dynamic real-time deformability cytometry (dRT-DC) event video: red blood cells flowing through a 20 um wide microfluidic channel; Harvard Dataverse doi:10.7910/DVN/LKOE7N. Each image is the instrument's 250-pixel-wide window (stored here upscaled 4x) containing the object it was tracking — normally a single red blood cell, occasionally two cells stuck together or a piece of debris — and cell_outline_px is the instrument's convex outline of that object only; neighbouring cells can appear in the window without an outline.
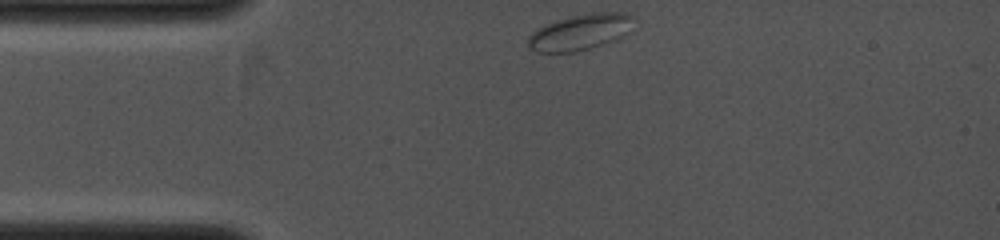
{"species": "common noctule bat (a hibernating species)", "species_latin": "Nyctalus noctula", "temperature_condition": "cold", "stored_images_in_passage": 33, "camera_frame_rate_fps": 4000, "um_per_image_px": 0.085, "animal": {"sex": "female", "body_mass_g": 19.0, "forearm_length_mm": 53.3}, "frame": {"image": 1, "passage_image": 1, "time_ms": 0.0, "image_size_px": [1000, 240], "cell_outline_px": [[632, 16], [628, 32], [612, 40], [588, 48], [572, 52], [536, 52], [528, 48], [528, 36], [532, 32], [548, 24], [572, 16], [592, 12], [628, 12]], "centroid_in_image_um": [49.28, 2.72], "position_along_channel_um": 35.7, "area_um2": 21.44}}
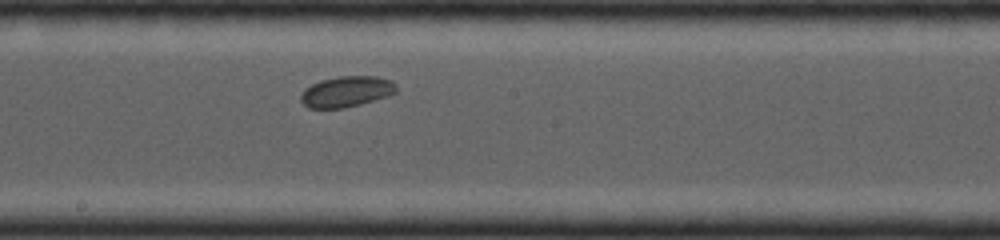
{"frame": {"image": 2, "passage_image": 16, "time_ms": 4.0, "image_size_px": [1000, 240], "cell_outline_px": [[396, 92], [388, 96], [360, 104], [344, 108], [308, 108], [300, 100], [300, 96], [304, 88], [320, 80], [340, 76], [376, 76], [392, 80], [396, 84]], "centroid_in_image_um": [29.44, 7.78], "position_along_channel_um": 218.8, "area_um2": 17.22}}
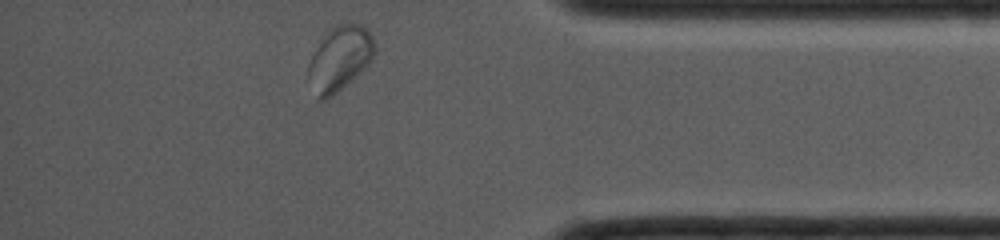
{"frame": {"image": 3, "passage_image": 33, "time_ms": 7.75, "image_size_px": [1000, 240], "cell_outline_px": [[376, 48], [368, 64], [364, 68], [332, 96], [324, 100], [320, 100], [316, 96], [308, 76], [308, 64], [316, 48], [332, 28], [336, 24], [360, 24], [368, 28], [372, 36]], "centroid_in_image_um": [28.89, 4.97], "position_along_channel_um": 406.3, "area_um2": 24.28}}